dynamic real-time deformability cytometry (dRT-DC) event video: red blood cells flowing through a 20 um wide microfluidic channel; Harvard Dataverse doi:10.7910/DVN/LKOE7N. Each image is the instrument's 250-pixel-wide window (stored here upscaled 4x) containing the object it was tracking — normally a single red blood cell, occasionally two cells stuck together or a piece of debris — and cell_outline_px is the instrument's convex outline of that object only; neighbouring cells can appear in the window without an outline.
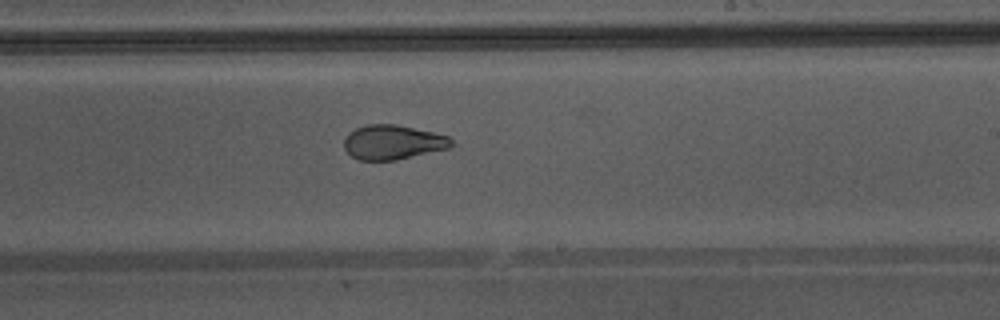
{"species": "Egyptian fruit bat (a non-hibernating species)", "species_latin": "Rousettus aegyptiacus", "temperature_condition": "warm", "stored_images_in_passage": 32, "camera_frame_rate_fps": 3000, "um_per_image_px": 0.085, "animal": {"sex": "male"}, "frame": {"image": 1, "passage_image": 19, "time_ms": 6.0, "image_size_px": [1000, 320], "cell_outline_px": [[456, 144], [448, 148], [396, 160], [360, 160], [352, 156], [344, 148], [344, 140], [348, 132], [356, 128], [368, 124], [396, 124], [432, 132], [448, 136]], "centroid_in_image_um": [33.39, 12.08], "position_along_channel_um": 255.6, "area_um2": 21.5}}